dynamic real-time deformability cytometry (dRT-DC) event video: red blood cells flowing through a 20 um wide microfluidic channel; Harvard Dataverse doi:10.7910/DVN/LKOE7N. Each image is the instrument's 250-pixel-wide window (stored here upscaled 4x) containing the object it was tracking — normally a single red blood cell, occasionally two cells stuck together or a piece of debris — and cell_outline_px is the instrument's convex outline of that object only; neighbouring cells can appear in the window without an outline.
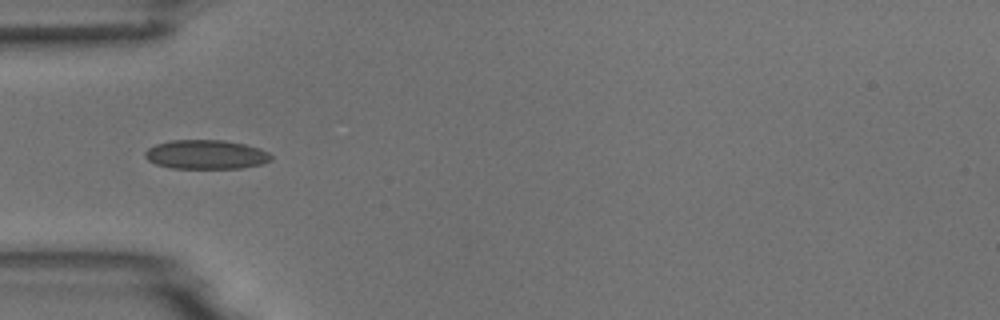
{"species": "common noctule bat (a hibernating species)", "species_latin": "Nyctalus noctula", "temperature_condition": "room temperature", "stored_images_in_passage": 3, "camera_frame_rate_fps": 3000, "um_per_image_px": 0.085, "animal": {"sex": "male", "body_mass_g": 18.8}, "frame": {"image": 1, "passage_image": 2, "time_ms": 1.0, "image_size_px": [1000, 320], "cell_outline_px": [[272, 160], [264, 164], [244, 168], [172, 168], [156, 164], [148, 160], [144, 156], [144, 152], [148, 148], [156, 144], [172, 140], [224, 140], [244, 144], [260, 148], [268, 152], [272, 156]], "centroid_in_image_um": [17.54, 13.14], "position_along_channel_um": 67.5, "area_um2": 21.56}}